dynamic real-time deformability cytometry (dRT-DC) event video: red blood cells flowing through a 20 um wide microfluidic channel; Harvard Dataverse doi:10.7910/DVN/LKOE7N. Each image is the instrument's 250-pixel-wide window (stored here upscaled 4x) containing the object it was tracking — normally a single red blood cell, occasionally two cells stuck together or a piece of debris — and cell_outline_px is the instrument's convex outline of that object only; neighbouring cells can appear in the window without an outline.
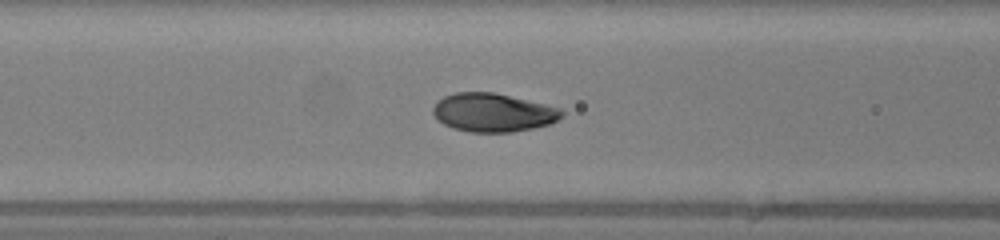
{"species": "human", "species_latin": "Homo sapiens", "temperature_condition": "warm", "stored_images_in_passage": 49, "camera_frame_rate_fps": 3000, "um_per_image_px": 0.085, "donor": {"sex": "female"}, "frame": {"image": 1, "passage_image": 19, "time_ms": 6.0, "image_size_px": [1000, 240], "cell_outline_px": [[564, 116], [548, 124], [532, 128], [512, 132], [468, 132], [452, 128], [444, 124], [432, 112], [432, 108], [444, 96], [456, 92], [492, 92], [544, 104], [560, 108], [564, 112]], "centroid_in_image_um": [41.9, 9.57], "position_along_channel_um": 124.7, "area_um2": 28.55}}
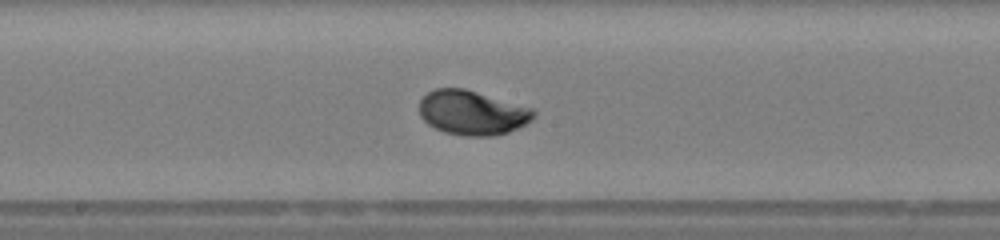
{"frame": {"image": 2, "passage_image": 25, "time_ms": 8.0, "image_size_px": [1000, 240], "cell_outline_px": [[536, 116], [532, 120], [508, 132], [492, 136], [464, 136], [444, 132], [428, 124], [420, 116], [420, 100], [428, 92], [436, 88], [464, 88], [532, 108], [536, 112]], "centroid_in_image_um": [40.13, 9.58], "position_along_channel_um": 208.1, "area_um2": 29.48}}
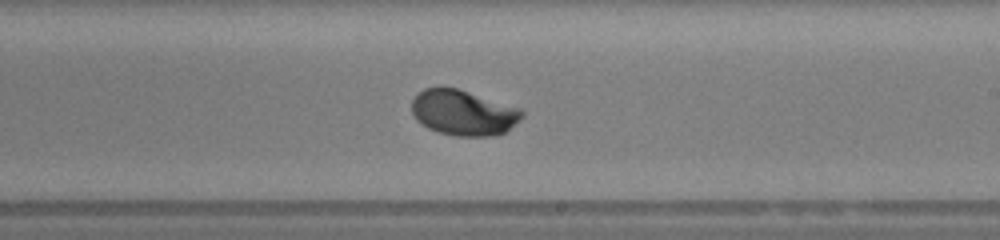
{"frame": {"image": 3, "passage_image": 28, "time_ms": 9.0, "image_size_px": [1000, 240], "cell_outline_px": [[524, 116], [504, 132], [492, 136], [456, 136], [440, 132], [428, 128], [420, 124], [416, 120], [412, 112], [412, 100], [424, 88], [440, 84], [456, 88], [520, 108], [524, 112]], "centroid_in_image_um": [39.34, 9.55], "position_along_channel_um": 249.7, "area_um2": 29.3}, "authors_computed_cell_mechanics": {"area_um2": 29.0734, "velocity_mm_per_s": 4.1728, "shape_relaxation_time_tau1_ms": 2.2779, "shape_relaxation_time_tau2_ms": null, "deformation_change_tau1": 0.1716, "deformation_change_tau2": null}}